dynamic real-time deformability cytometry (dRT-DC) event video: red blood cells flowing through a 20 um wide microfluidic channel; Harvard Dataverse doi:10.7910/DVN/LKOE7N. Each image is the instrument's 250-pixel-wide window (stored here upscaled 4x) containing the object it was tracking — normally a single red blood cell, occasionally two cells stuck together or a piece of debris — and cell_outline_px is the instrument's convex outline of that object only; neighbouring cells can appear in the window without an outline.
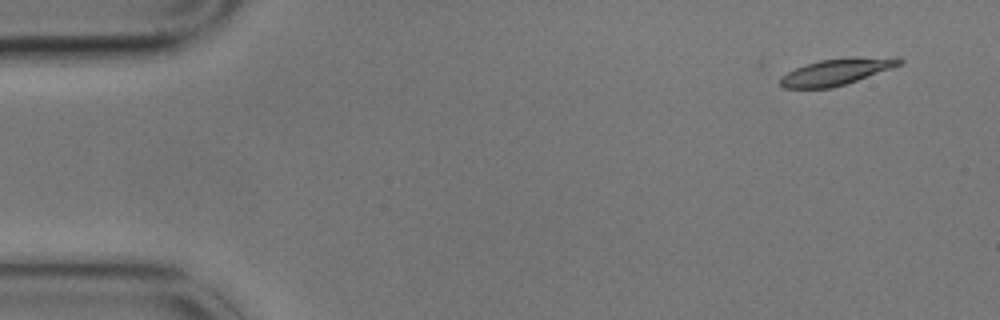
{"species": "common noctule bat (a hibernating species)", "species_latin": "Nyctalus noctula", "temperature_condition": "cold", "stored_images_in_passage": 5, "camera_frame_rate_fps": 3000, "um_per_image_px": 0.085, "animal": {"sex": "male", "body_mass_g": 17.9}, "frame": {"image": 1, "passage_image": 1, "time_ms": 0.0, "image_size_px": [1000, 320], "cell_outline_px": [[904, 60], [900, 64], [892, 68], [832, 88], [784, 88], [780, 84], [780, 76], [796, 68], [820, 60], [896, 56], [900, 56]], "centroid_in_image_um": [71.11, 6.11], "position_along_channel_um": 13.9, "area_um2": 17.86}}
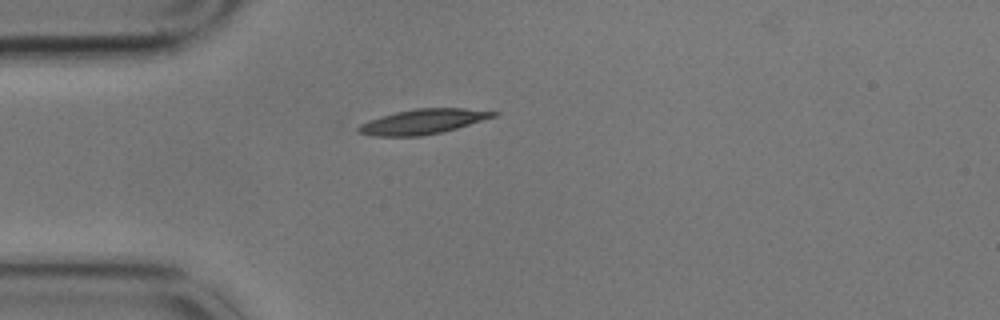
{"frame": {"image": 2, "passage_image": 4, "time_ms": 1.0, "image_size_px": [1000, 320], "cell_outline_px": [[500, 112], [496, 116], [456, 128], [440, 132], [420, 136], [372, 136], [356, 132], [356, 128], [360, 124], [368, 120], [396, 112], [416, 108], [464, 108]], "centroid_in_image_um": [35.91, 10.33], "position_along_channel_um": 49.1, "area_um2": 19.48}}